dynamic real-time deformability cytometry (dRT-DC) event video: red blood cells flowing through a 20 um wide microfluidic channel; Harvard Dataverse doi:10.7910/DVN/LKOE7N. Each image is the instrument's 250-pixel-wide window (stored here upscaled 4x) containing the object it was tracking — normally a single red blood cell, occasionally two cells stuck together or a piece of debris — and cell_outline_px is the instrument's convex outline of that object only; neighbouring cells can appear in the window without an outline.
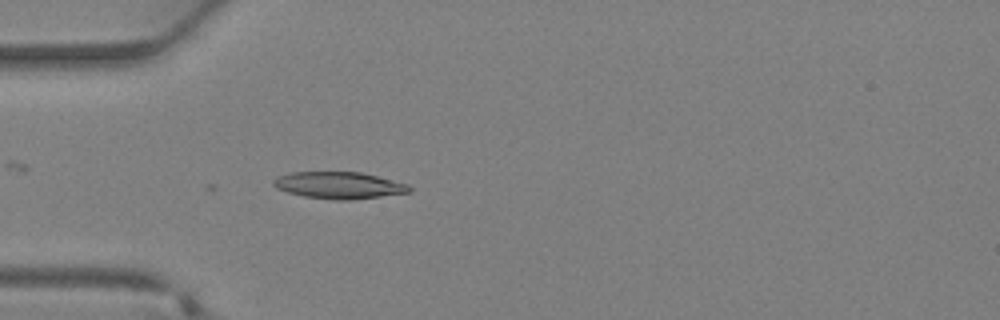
{"species": "Egyptian fruit bat (a non-hibernating species)", "species_latin": "Rousettus aegyptiacus", "temperature_condition": "warm", "stored_images_in_passage": 29, "camera_frame_rate_fps": 3000, "um_per_image_px": 0.085, "animal": {"sex": "female"}, "frame": {"image": 1, "passage_image": 3, "time_ms": 0.667, "image_size_px": [1000, 320], "cell_outline_px": [[412, 192], [348, 200], [336, 200], [304, 196], [288, 192], [276, 188], [272, 184], [272, 180], [276, 176], [292, 172], [360, 172], [408, 184], [412, 188]], "centroid_in_image_um": [28.79, 15.74], "position_along_channel_um": 56.2, "area_um2": 21.15}}
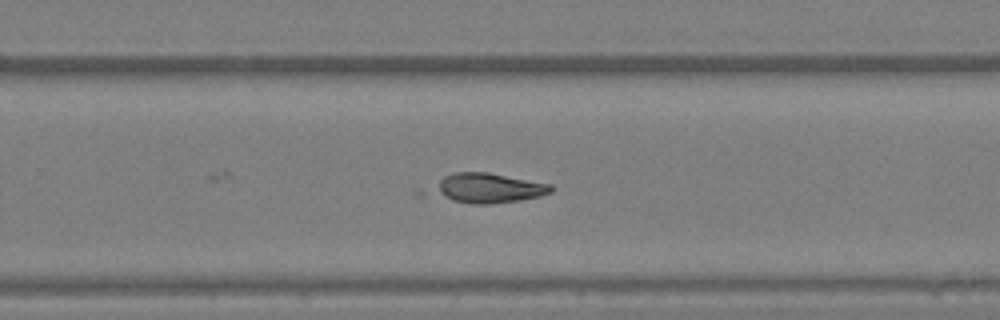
{"frame": {"image": 2, "passage_image": 16, "time_ms": 5.0, "image_size_px": [1000, 320], "cell_outline_px": [[556, 188], [552, 192], [540, 196], [520, 200], [492, 204], [468, 204], [452, 200], [436, 192], [440, 180], [444, 176], [452, 172], [488, 172], [552, 184]], "centroid_in_image_um": [41.63, 15.98], "position_along_channel_um": 288.2, "area_um2": 20.17}}
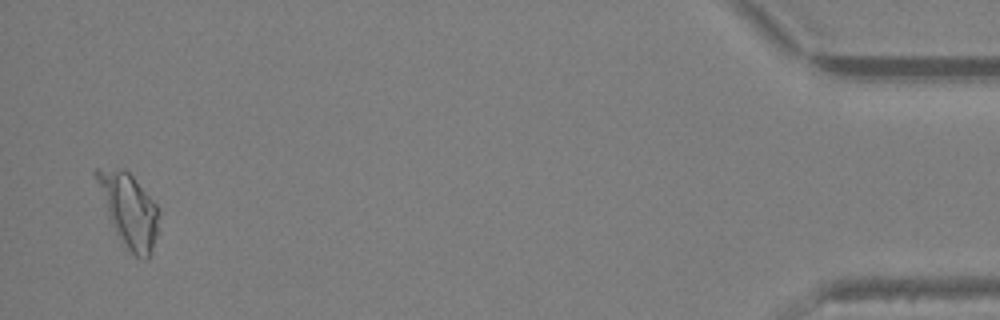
{"frame": {"image": 3, "passage_image": 28, "time_ms": 9.0, "image_size_px": [1000, 320], "cell_outline_px": [[160, 232], [148, 260], [144, 260], [136, 256], [124, 248], [108, 216], [92, 172], [96, 168], [124, 168], [132, 176], [156, 204]], "centroid_in_image_um": [10.96, 17.88], "position_along_channel_um": 424.2, "area_um2": 26.76}}